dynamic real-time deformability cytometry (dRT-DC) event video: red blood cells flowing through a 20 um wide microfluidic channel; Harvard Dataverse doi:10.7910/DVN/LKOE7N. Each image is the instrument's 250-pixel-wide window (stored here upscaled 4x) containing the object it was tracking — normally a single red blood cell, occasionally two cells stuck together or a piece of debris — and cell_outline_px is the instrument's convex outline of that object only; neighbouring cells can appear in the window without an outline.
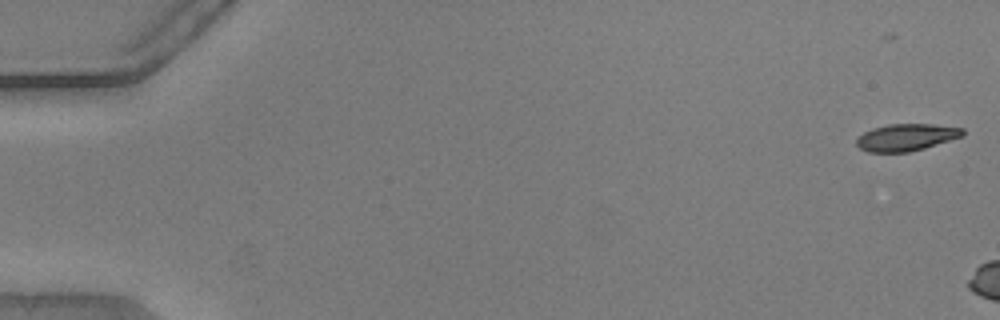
{"species": "common noctule bat (a hibernating species)", "species_latin": "Nyctalus noctula", "temperature_condition": "warm", "stored_images_in_passage": 8, "camera_frame_rate_fps": 3000, "um_per_image_px": 0.085, "animal": {"sex": "male", "body_mass_g": 20.5, "forearm_length_mm": 52.5}, "frame": {"image": 1, "passage_image": 3, "time_ms": 0.667, "image_size_px": [1000, 320], "cell_outline_px": [[964, 136], [924, 148], [908, 152], [868, 152], [860, 148], [856, 144], [856, 136], [872, 128], [888, 124], [932, 124], [964, 128]], "centroid_in_image_um": [77.02, 11.67], "position_along_channel_um": 8.0, "area_um2": 16.82}}